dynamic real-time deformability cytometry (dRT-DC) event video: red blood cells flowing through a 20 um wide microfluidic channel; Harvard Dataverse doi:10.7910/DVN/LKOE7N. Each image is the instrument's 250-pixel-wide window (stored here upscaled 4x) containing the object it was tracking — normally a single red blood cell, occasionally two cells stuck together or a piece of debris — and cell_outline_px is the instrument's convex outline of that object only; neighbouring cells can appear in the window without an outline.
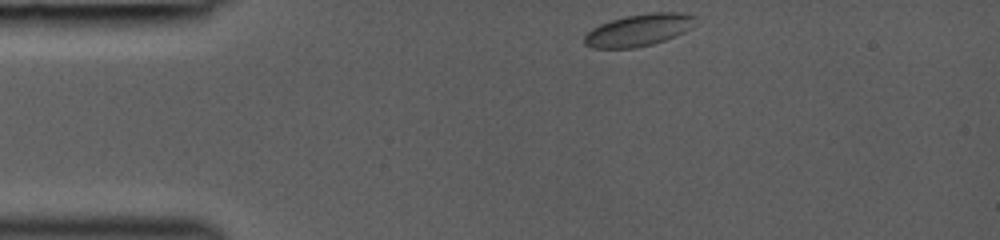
{"species": "common noctule bat (a hibernating species)", "species_latin": "Nyctalus noctula", "temperature_condition": "room temperature", "stored_images_in_passage": 44, "camera_frame_rate_fps": 3000, "um_per_image_px": 0.085, "animal": {"sex": "female", "body_mass_g": 19.0, "forearm_length_mm": 53.3}, "frame": {"image": 1, "passage_image": 1, "time_ms": 0.0, "image_size_px": [1000, 240], "cell_outline_px": [[696, 16], [692, 28], [676, 36], [652, 44], [636, 48], [592, 48], [584, 44], [584, 36], [592, 28], [600, 24], [624, 16], [648, 12], [680, 12]], "centroid_in_image_um": [54.29, 2.55], "position_along_channel_um": 30.7, "area_um2": 20.87}}
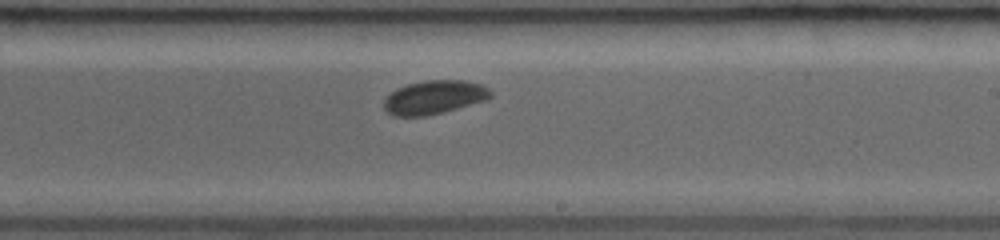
{"frame": {"image": 2, "passage_image": 25, "time_ms": 6.333, "image_size_px": [1000, 240], "cell_outline_px": [[492, 96], [488, 100], [444, 112], [424, 116], [392, 116], [384, 108], [384, 100], [396, 88], [408, 84], [424, 80], [464, 80], [480, 84], [488, 88], [492, 92]], "centroid_in_image_um": [36.93, 8.27], "position_along_channel_um": 252.1, "area_um2": 21.04}}
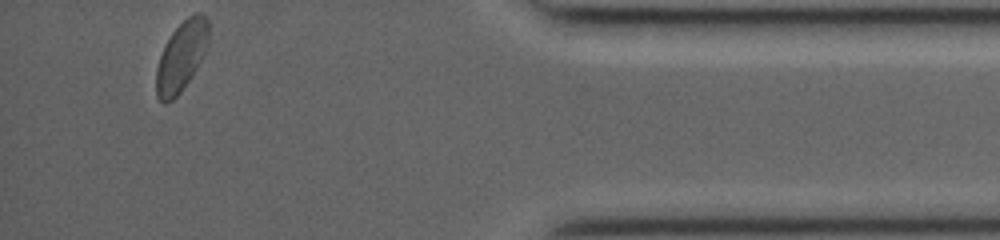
{"frame": {"image": 3, "passage_image": 44, "time_ms": 11.0, "image_size_px": [1000, 240], "cell_outline_px": [[208, 40], [204, 52], [196, 68], [180, 92], [172, 100], [164, 104], [156, 96], [156, 68], [164, 44], [172, 32], [192, 12], [204, 12], [208, 16]], "centroid_in_image_um": [15.41, 4.74], "position_along_channel_um": 419.8, "area_um2": 21.21}}